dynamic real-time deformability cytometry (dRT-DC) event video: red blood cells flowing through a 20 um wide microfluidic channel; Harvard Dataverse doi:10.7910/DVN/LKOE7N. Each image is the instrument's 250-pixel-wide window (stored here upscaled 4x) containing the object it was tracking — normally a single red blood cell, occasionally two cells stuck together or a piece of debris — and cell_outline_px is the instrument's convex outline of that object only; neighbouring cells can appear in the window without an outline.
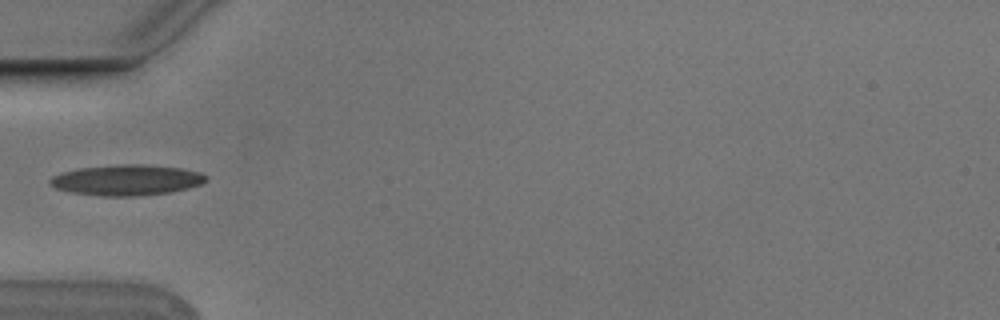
{"species": "Egyptian fruit bat (a non-hibernating species)", "species_latin": "Rousettus aegyptiacus", "temperature_condition": "cold", "stored_images_in_passage": 2, "camera_frame_rate_fps": 3000, "um_per_image_px": 0.085, "animal": {"sex": "male"}, "frame": {"image": 1, "passage_image": 2, "time_ms": 0.333, "image_size_px": [1000, 320], "cell_outline_px": [[208, 180], [200, 184], [188, 188], [168, 192], [140, 196], [100, 196], [72, 192], [56, 188], [48, 184], [48, 180], [52, 176], [64, 172], [80, 168], [116, 164], [144, 164], [184, 168], [200, 172], [208, 176]], "centroid_in_image_um": [10.79, 15.3], "position_along_channel_um": 74.2, "area_um2": 28.03}}